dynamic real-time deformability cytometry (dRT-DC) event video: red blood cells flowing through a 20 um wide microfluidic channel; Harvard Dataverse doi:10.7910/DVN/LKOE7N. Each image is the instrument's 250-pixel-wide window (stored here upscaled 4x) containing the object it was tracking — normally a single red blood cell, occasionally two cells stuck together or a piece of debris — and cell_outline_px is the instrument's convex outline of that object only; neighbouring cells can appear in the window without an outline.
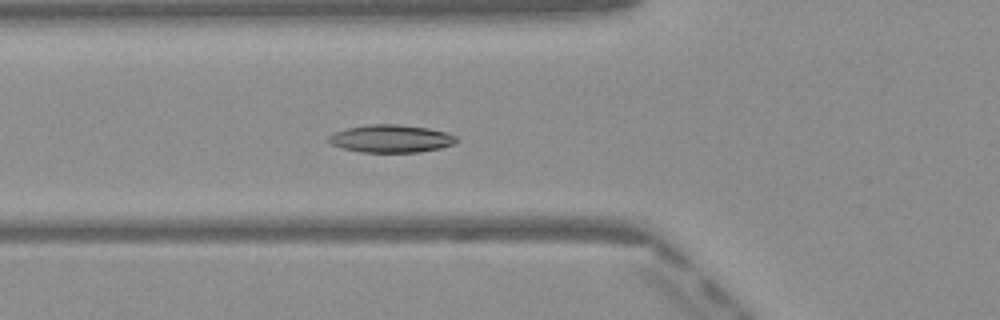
{"species": "Egyptian fruit bat (a non-hibernating species)", "species_latin": "Rousettus aegyptiacus", "temperature_condition": "warm", "stored_images_in_passage": 40, "camera_frame_rate_fps": 3000, "um_per_image_px": 0.085, "frame": {"image": 1, "passage_image": 8, "time_ms": 2.333, "image_size_px": [1000, 320], "cell_outline_px": [[456, 140], [452, 144], [440, 148], [420, 152], [360, 152], [344, 148], [332, 144], [328, 140], [328, 136], [336, 132], [348, 128], [372, 124], [400, 124], [428, 128], [448, 132], [456, 136]], "centroid_in_image_um": [33.26, 11.78], "position_along_channel_um": 92.5, "area_um2": 20.46}}
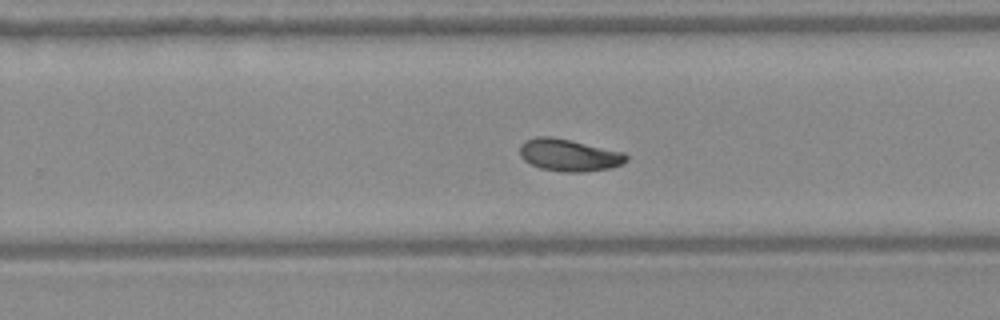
{"frame": {"image": 2, "passage_image": 22, "time_ms": 7.0, "image_size_px": [1000, 320], "cell_outline_px": [[628, 160], [612, 168], [584, 172], [564, 172], [540, 168], [524, 160], [520, 156], [520, 144], [524, 140], [536, 136], [552, 136], [624, 152], [628, 156]], "centroid_in_image_um": [48.35, 13.18], "position_along_channel_um": 281.4, "area_um2": 20.06}}
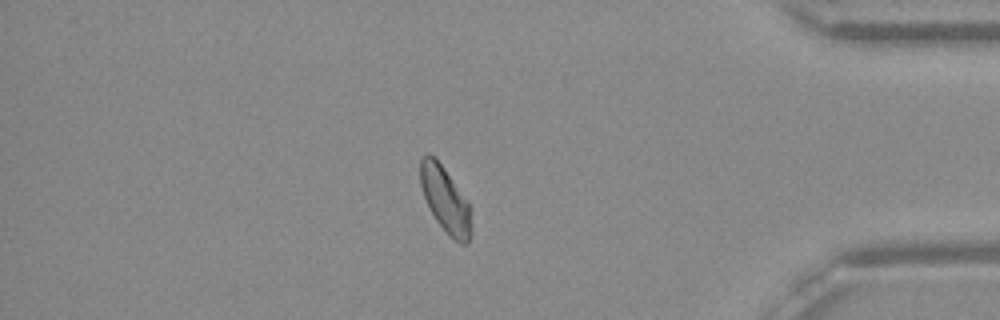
{"frame": {"image": 3, "passage_image": 33, "time_ms": 10.667, "image_size_px": [1000, 320], "cell_outline_px": [[472, 232], [468, 244], [460, 244], [452, 240], [448, 236], [436, 220], [424, 196], [420, 184], [420, 156], [428, 152], [444, 168], [468, 204], [472, 228]], "centroid_in_image_um": [37.84, 17.02], "position_along_channel_um": 397.4, "area_um2": 19.25}, "authors_computed_cell_mechanics": {"area_um2": 19.7098, "velocity_mm_per_s": 4.0489, "shape_relaxation_time_tau1_ms": 4.0338, "shape_relaxation_time_tau2_ms": null, "deformation_change_tau1": 0.1033, "deformation_change_tau2": null}}